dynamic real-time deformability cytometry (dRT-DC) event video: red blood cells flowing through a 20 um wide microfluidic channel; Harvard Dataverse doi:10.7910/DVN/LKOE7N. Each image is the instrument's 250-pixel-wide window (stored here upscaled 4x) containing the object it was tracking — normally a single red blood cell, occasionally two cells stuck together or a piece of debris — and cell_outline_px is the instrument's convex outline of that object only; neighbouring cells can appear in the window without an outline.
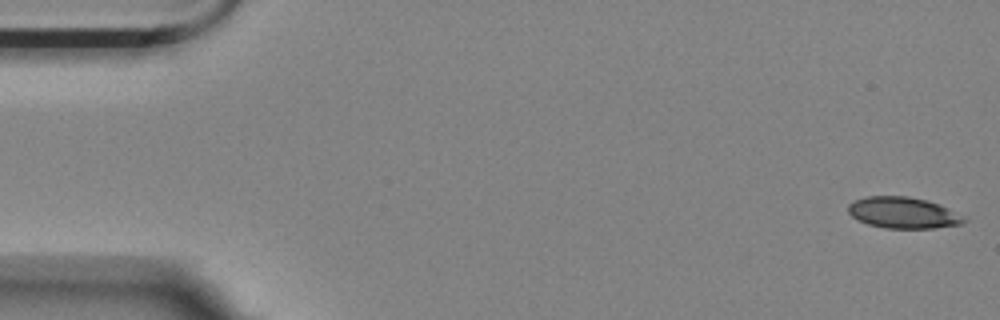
{"species": "Egyptian fruit bat (a non-hibernating species)", "species_latin": "Rousettus aegyptiacus", "temperature_condition": "room temperature", "stored_images_in_passage": 8, "camera_frame_rate_fps": 3000, "um_per_image_px": 0.085, "animal": {"sex": "female"}, "frame": {"image": 1, "passage_image": 1, "time_ms": 0.0, "image_size_px": [1000, 320], "cell_outline_px": [[968, 220], [960, 224], [936, 228], [884, 228], [868, 224], [852, 216], [848, 212], [848, 204], [856, 200], [868, 196], [908, 196], [940, 204], [964, 216]], "centroid_in_image_um": [76.79, 18.08], "position_along_channel_um": 8.2, "area_um2": 20.98}}